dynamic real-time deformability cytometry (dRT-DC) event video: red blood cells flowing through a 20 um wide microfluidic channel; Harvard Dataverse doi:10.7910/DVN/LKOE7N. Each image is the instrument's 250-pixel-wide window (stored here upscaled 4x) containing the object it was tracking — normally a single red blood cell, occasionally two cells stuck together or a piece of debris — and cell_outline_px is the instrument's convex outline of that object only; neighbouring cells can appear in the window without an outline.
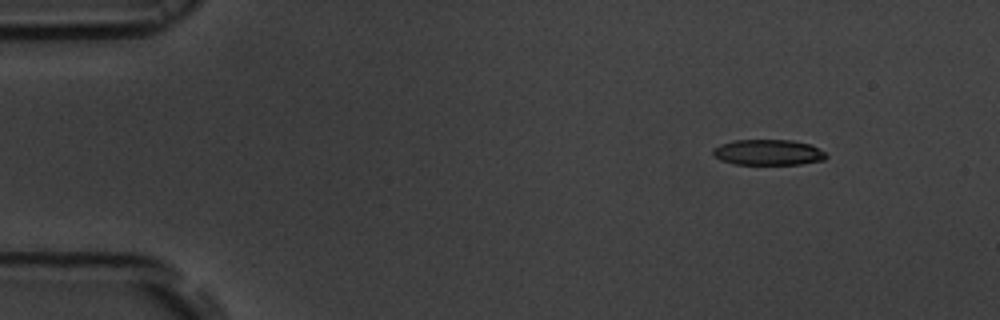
{"species": "common noctule bat (a hibernating species)", "species_latin": "Nyctalus noctula", "temperature_condition": "room temperature", "stored_images_in_passage": 50, "camera_frame_rate_fps": 3000, "um_per_image_px": 0.085, "animal": {"sex": "male", "body_mass_g": 19.5, "forearm_length_mm": 54.6}, "frame": {"image": 1, "passage_image": 1, "time_ms": 0.0, "image_size_px": [1000, 320], "cell_outline_px": [[828, 156], [824, 160], [800, 164], [736, 164], [720, 160], [712, 156], [712, 148], [720, 144], [736, 140], [792, 140], [808, 144], [824, 152]], "centroid_in_image_um": [65.24, 12.95], "position_along_channel_um": 19.8, "area_um2": 16.88}}
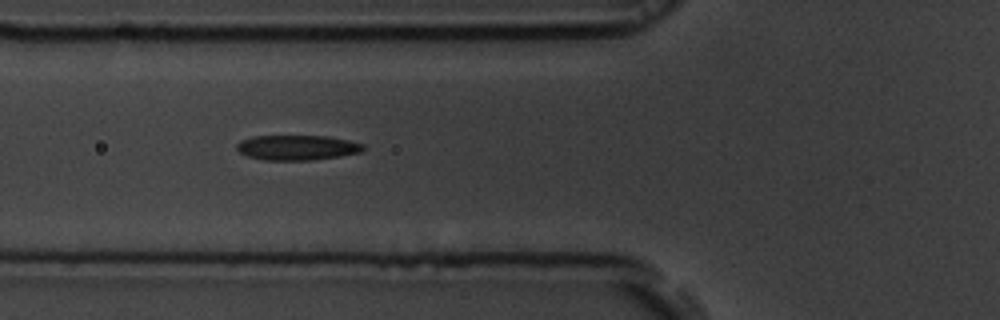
{"frame": {"image": 2, "passage_image": 15, "time_ms": 4.667, "image_size_px": [1000, 320], "cell_outline_px": [[364, 148], [360, 152], [340, 156], [312, 160], [264, 160], [248, 156], [240, 152], [236, 148], [236, 144], [240, 140], [252, 136], [328, 136], [348, 140], [364, 144]], "centroid_in_image_um": [25.24, 12.54], "position_along_channel_um": 100.6, "area_um2": 18.44}}
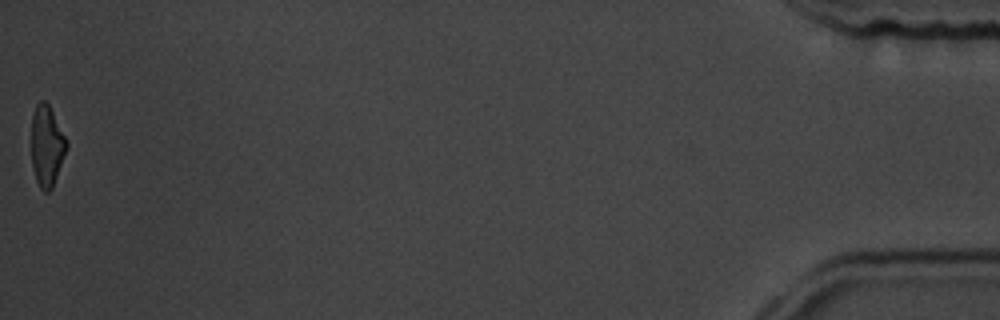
{"frame": {"image": 3, "passage_image": 50, "time_ms": 16.333, "image_size_px": [1000, 320], "cell_outline_px": [[68, 144], [52, 188], [48, 192], [44, 192], [40, 188], [36, 180], [32, 164], [32, 116], [36, 104], [40, 100], [44, 100], [48, 104]], "centroid_in_image_um": [3.96, 12.41], "position_along_channel_um": 431.2, "area_um2": 16.13}, "authors_computed_cell_mechanics": {"area_um2": 18.5538, "velocity_mm_per_s": 3.6896, "shape_relaxation_time_tau1_ms": 4.9118, "shape_relaxation_time_tau2_ms": 2.6201, "deformation_change_tau1": 0.1598, "deformation_change_tau2": 0.0949}}